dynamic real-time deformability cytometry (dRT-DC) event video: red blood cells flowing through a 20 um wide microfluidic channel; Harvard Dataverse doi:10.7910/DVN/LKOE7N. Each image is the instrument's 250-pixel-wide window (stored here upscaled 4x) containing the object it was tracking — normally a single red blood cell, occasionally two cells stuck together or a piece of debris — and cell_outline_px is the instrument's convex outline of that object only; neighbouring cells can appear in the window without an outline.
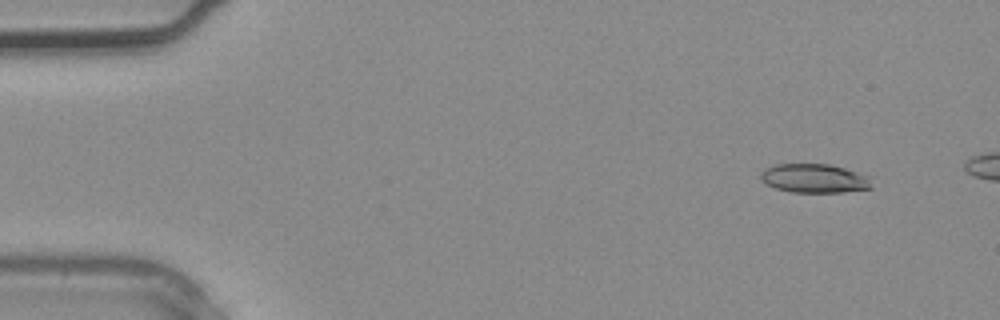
{"species": "common noctule bat (a hibernating species)", "species_latin": "Nyctalus noctula", "temperature_condition": "warm", "stored_images_in_passage": 9, "camera_frame_rate_fps": 3000, "um_per_image_px": 0.085, "animal": {"sex": "male", "body_mass_g": 20.4}, "frame": {"image": 1, "passage_image": 3, "time_ms": 0.667, "image_size_px": [1000, 320], "cell_outline_px": [[872, 188], [844, 192], [792, 192], [776, 188], [760, 180], [760, 172], [764, 168], [776, 164], [828, 164], [844, 168], [872, 176]], "centroid_in_image_um": [69.25, 15.16], "position_along_channel_um": 15.8, "area_um2": 18.9}}